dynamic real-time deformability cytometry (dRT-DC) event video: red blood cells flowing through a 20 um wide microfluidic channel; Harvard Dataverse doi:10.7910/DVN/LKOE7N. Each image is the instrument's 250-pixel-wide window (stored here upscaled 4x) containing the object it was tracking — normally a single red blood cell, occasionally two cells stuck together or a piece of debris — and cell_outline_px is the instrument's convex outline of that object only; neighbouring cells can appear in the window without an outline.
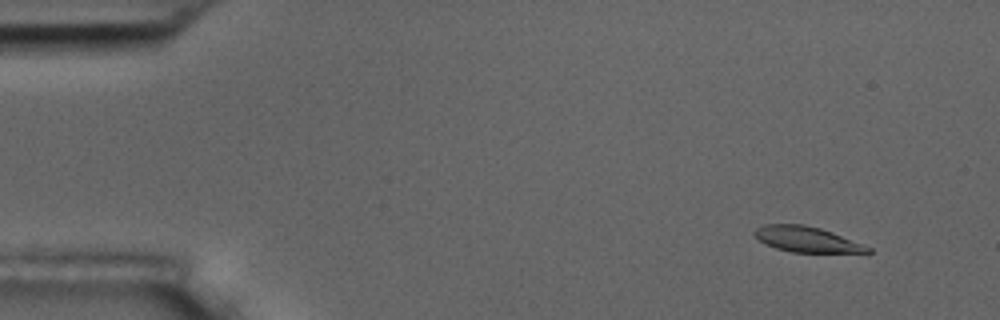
{"species": "common noctule bat (a hibernating species)", "species_latin": "Nyctalus noctula", "temperature_condition": "room temperature", "stored_images_in_passage": 4, "camera_frame_rate_fps": 3000, "um_per_image_px": 0.085, "animal": {"sex": "male", "body_mass_g": 17.5, "forearm_length_mm": 52.3}, "frame": {"image": 1, "passage_image": 2, "time_ms": 1.333, "image_size_px": [1000, 320], "cell_outline_px": [[872, 252], [792, 252], [776, 248], [764, 244], [752, 232], [756, 228], [764, 224], [804, 224], [820, 228], [832, 232], [872, 248]], "centroid_in_image_um": [68.53, 20.33], "position_along_channel_um": 16.5, "area_um2": 16.65}}
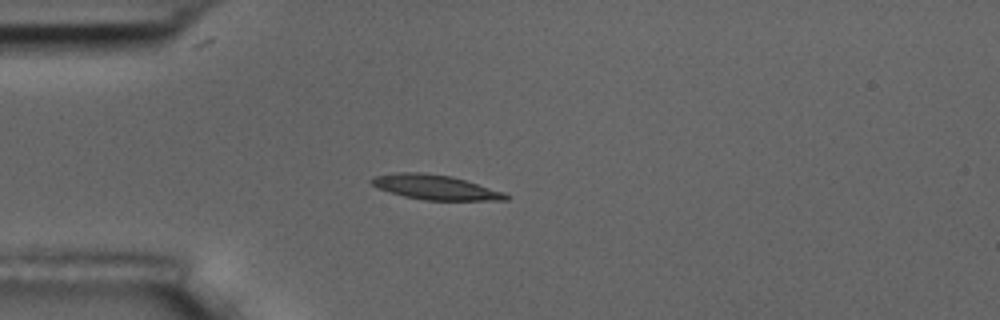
{"frame": {"image": 2, "passage_image": 4, "time_ms": 4.667, "image_size_px": [1000, 320], "cell_outline_px": [[508, 200], [424, 200], [404, 196], [376, 188], [368, 180], [372, 176], [396, 172], [424, 172], [452, 176], [504, 192], [508, 196]], "centroid_in_image_um": [36.93, 15.9], "position_along_channel_um": 48.1, "area_um2": 19.42}}